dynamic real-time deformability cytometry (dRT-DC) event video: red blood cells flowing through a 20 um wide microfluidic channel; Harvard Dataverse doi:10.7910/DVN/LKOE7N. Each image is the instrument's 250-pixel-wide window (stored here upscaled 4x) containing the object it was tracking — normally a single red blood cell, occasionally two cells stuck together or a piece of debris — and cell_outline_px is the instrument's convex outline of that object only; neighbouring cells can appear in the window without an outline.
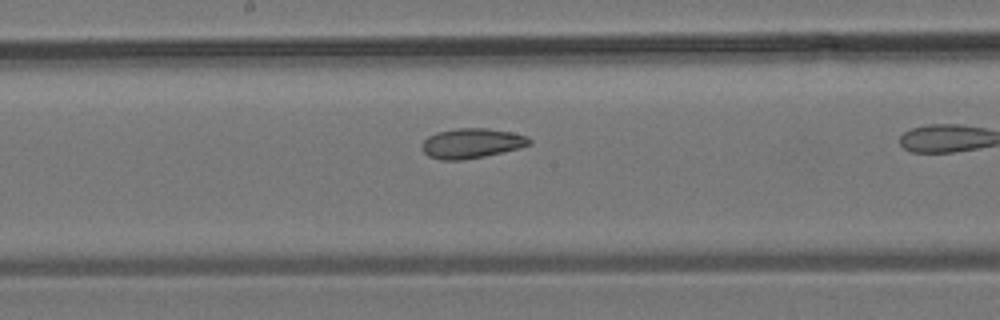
{"species": "common noctule bat (a hibernating species)", "species_latin": "Nyctalus noctula", "temperature_condition": "room temperature", "stored_images_in_passage": 13, "camera_frame_rate_fps": 3000, "um_per_image_px": 0.085, "animal": {"sex": "male", "body_mass_g": 19.2, "forearm_length_mm": 51.8}, "frame": {"image": 1, "passage_image": 10, "time_ms": 3.0, "image_size_px": [1000, 320], "cell_outline_px": [[532, 144], [520, 148], [484, 156], [460, 160], [440, 160], [428, 156], [424, 152], [424, 140], [428, 136], [436, 132], [456, 128], [488, 128], [512, 132], [528, 136], [532, 140]], "centroid_in_image_um": [40.13, 12.17], "position_along_channel_um": 208.1, "area_um2": 18.73}}